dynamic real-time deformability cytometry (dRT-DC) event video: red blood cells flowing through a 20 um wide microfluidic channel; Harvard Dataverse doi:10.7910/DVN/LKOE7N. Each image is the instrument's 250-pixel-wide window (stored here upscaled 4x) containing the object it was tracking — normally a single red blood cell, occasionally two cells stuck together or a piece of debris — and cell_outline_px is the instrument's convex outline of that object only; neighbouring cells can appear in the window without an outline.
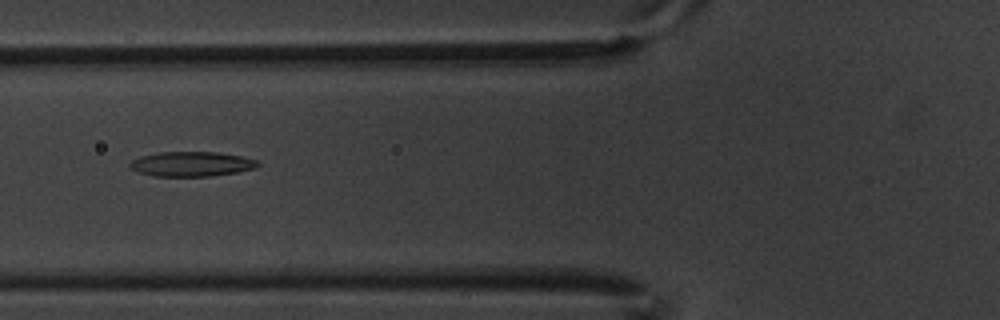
{"species": "common noctule bat (a hibernating species)", "species_latin": "Nyctalus noctula", "temperature_condition": "warm", "stored_images_in_passage": 9, "camera_frame_rate_fps": 3000, "um_per_image_px": 0.085, "animal": {"sex": "male", "body_mass_g": 20.1, "forearm_length_mm": 53.5}, "frame": {"image": 1, "passage_image": 6, "time_ms": 1.667, "image_size_px": [1000, 320], "cell_outline_px": [[260, 164], [256, 168], [240, 172], [208, 176], [152, 176], [136, 172], [128, 164], [132, 160], [140, 156], [160, 152], [216, 152], [240, 156], [256, 160]], "centroid_in_image_um": [16.26, 13.94], "position_along_channel_um": 109.5, "area_um2": 18.5}}
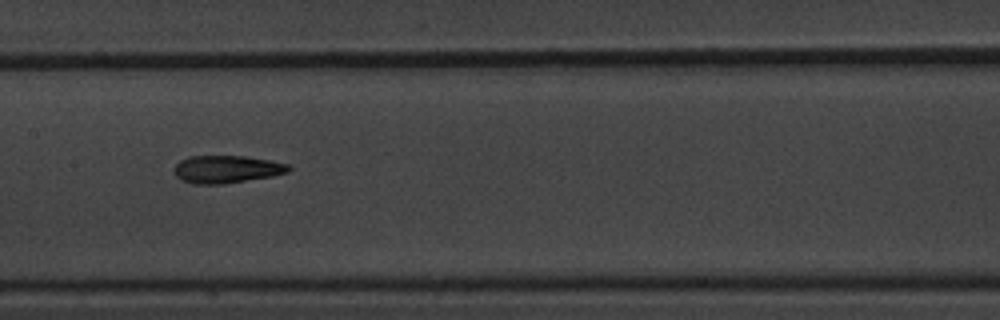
{"frame": {"image": 2, "passage_image": 8, "time_ms": 2.333, "image_size_px": [1000, 320], "cell_outline_px": [[292, 168], [288, 172], [272, 176], [224, 184], [196, 184], [180, 180], [172, 172], [172, 168], [180, 160], [188, 156], [244, 156], [268, 160], [288, 164]], "centroid_in_image_um": [19.21, 14.39], "position_along_channel_um": 188.2, "area_um2": 18.55}}
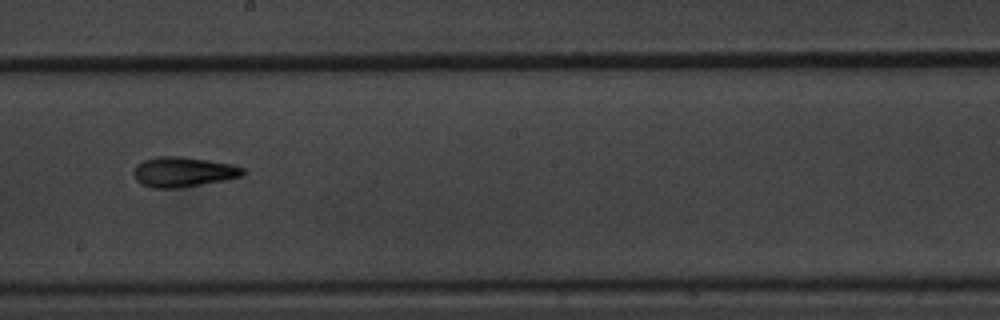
{"frame": {"image": 3, "passage_image": 9, "time_ms": 2.667, "image_size_px": [1000, 320], "cell_outline_px": [[244, 176], [224, 180], [180, 188], [152, 188], [140, 184], [136, 180], [136, 168], [144, 160], [156, 156], [180, 156], [208, 160], [232, 164], [244, 168]], "centroid_in_image_um": [15.61, 14.62], "position_along_channel_um": 232.6, "area_um2": 18.96}}